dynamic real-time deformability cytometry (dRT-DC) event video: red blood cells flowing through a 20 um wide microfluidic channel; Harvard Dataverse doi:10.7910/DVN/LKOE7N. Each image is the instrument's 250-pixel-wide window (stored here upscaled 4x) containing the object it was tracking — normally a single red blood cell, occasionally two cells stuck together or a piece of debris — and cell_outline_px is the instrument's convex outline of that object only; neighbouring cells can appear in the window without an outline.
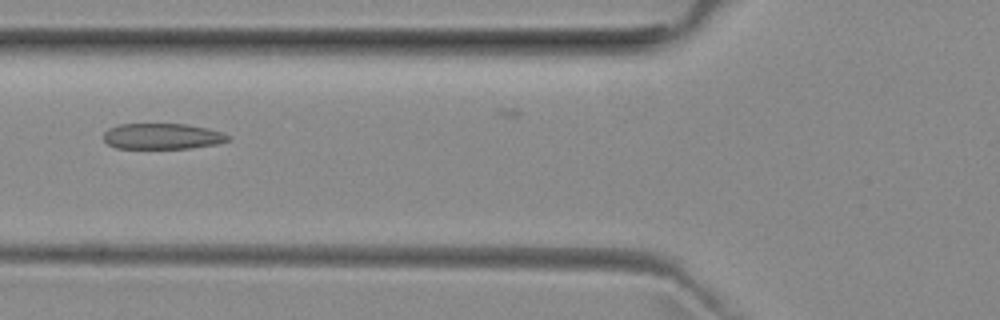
{"species": "common noctule bat (a hibernating species)", "species_latin": "Nyctalus noctula", "temperature_condition": "room temperature", "stored_images_in_passage": 27, "camera_frame_rate_fps": 3000, "um_per_image_px": 0.085, "animal": {"sex": "female", "body_mass_g": 29.2, "forearm_length_mm": 56.3}, "frame": {"image": 1, "passage_image": 3, "time_ms": 0.667, "image_size_px": [1000, 320], "cell_outline_px": [[232, 136], [228, 140], [216, 144], [192, 148], [116, 148], [108, 144], [104, 140], [104, 132], [108, 128], [120, 124], [184, 124], [208, 128]], "centroid_in_image_um": [13.79, 11.58], "position_along_channel_um": 112.0, "area_um2": 18.67}}
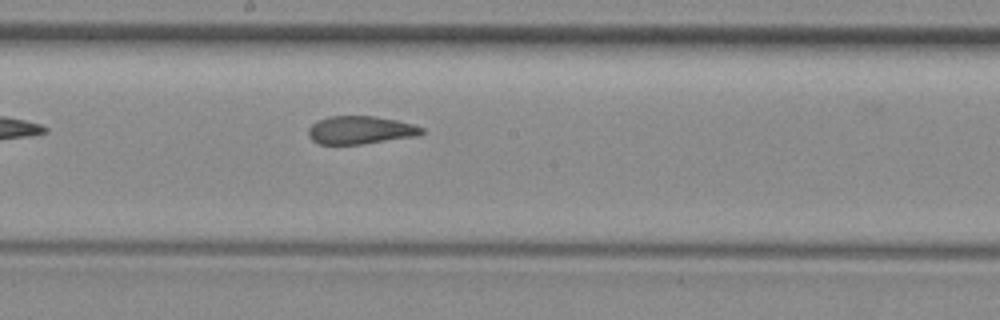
{"frame": {"image": 2, "passage_image": 11, "time_ms": 3.333, "image_size_px": [1000, 320], "cell_outline_px": [[424, 132], [416, 136], [360, 144], [320, 144], [312, 140], [308, 136], [308, 128], [316, 120], [328, 116], [372, 116], [396, 120], [412, 124], [424, 128]], "centroid_in_image_um": [30.59, 11.05], "position_along_channel_um": 217.6, "area_um2": 18.44}}
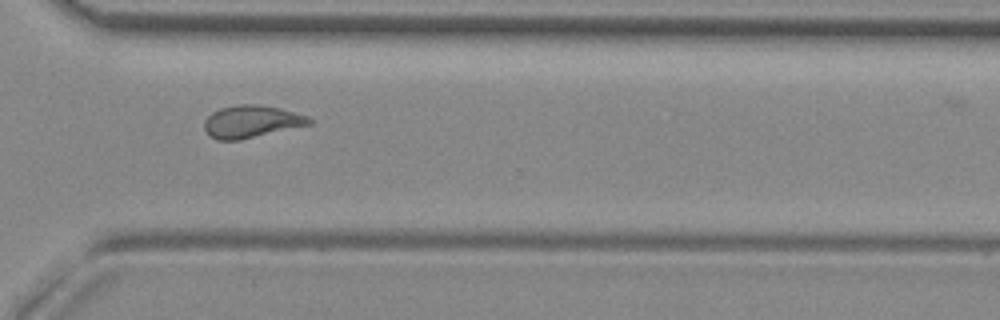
{"frame": {"image": 3, "passage_image": 21, "time_ms": 6.667, "image_size_px": [1000, 320], "cell_outline_px": [[312, 124], [240, 140], [216, 140], [208, 136], [204, 128], [204, 120], [212, 112], [220, 108], [236, 104], [256, 104], [280, 108], [308, 116], [312, 120]], "centroid_in_image_um": [21.34, 10.33], "position_along_channel_um": 349.3, "area_um2": 19.94}}